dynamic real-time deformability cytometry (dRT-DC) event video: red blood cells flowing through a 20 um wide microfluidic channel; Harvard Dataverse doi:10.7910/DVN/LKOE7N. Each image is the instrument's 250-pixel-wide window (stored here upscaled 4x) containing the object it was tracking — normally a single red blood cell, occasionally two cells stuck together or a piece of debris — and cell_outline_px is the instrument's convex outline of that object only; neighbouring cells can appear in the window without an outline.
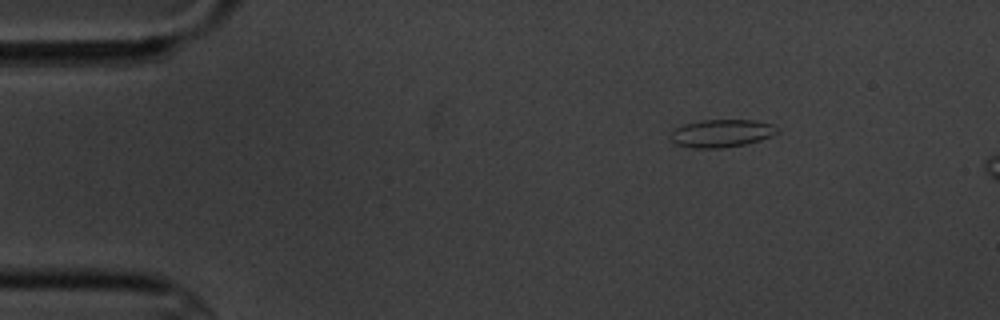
{"species": "common noctule bat (a hibernating species)", "species_latin": "Nyctalus noctula", "temperature_condition": "cold", "stored_images_in_passage": 5, "camera_frame_rate_fps": 3000, "um_per_image_px": 0.085, "animal": {"sex": "male", "body_mass_g": 20.1, "forearm_length_mm": 53.5}, "frame": {"image": 1, "passage_image": 3, "time_ms": 2.333, "image_size_px": [1000, 320], "cell_outline_px": [[780, 132], [772, 136], [760, 140], [744, 144], [720, 148], [692, 148], [676, 144], [672, 140], [672, 132], [676, 128], [684, 124], [704, 120], [752, 120], [772, 124], [780, 128]], "centroid_in_image_um": [61.38, 11.33], "position_along_channel_um": 23.6, "area_um2": 17.17}}